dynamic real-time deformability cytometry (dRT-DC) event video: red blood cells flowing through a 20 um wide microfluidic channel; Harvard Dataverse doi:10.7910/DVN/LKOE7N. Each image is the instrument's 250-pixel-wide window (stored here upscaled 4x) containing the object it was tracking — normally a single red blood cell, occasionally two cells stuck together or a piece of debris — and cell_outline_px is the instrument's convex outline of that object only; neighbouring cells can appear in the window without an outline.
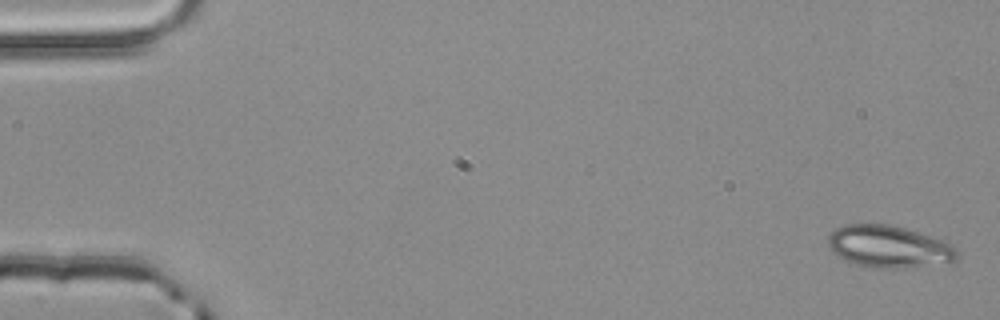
{"species": "common noctule bat (a hibernating species)", "species_latin": "Nyctalus noctula", "temperature_condition": "room temperature", "stored_images_in_passage": 3, "camera_frame_rate_fps": 3000, "um_per_image_px": 0.085, "animal": {"sex": "male", "body_mass_g": 20.4}, "frame": {"image": 1, "passage_image": 1, "time_ms": 0.0, "image_size_px": [1000, 320], "cell_outline_px": [[956, 260], [904, 268], [868, 268], [844, 260], [836, 256], [832, 252], [828, 244], [828, 236], [836, 228], [844, 224], [888, 224], [904, 228], [944, 240], [956, 248]], "centroid_in_image_um": [75.48, 20.96], "position_along_channel_um": 9.5, "area_um2": 31.5}}